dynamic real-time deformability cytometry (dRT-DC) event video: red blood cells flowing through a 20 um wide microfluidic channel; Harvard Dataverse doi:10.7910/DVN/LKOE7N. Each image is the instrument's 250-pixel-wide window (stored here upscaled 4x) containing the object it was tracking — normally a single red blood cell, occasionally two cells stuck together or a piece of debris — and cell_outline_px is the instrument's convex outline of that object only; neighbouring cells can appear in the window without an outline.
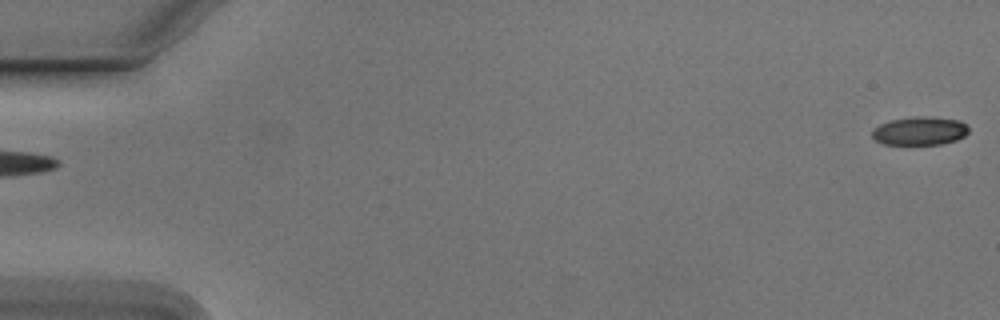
{"species": "Egyptian fruit bat (a non-hibernating species)", "species_latin": "Rousettus aegyptiacus", "temperature_condition": "cold", "stored_images_in_passage": 55, "camera_frame_rate_fps": 3000, "um_per_image_px": 0.085, "animal": {"sex": "male"}, "frame": {"image": 1, "passage_image": 1, "time_ms": 0.0, "image_size_px": [1000, 320], "cell_outline_px": [[968, 132], [964, 136], [956, 140], [940, 144], [884, 144], [876, 140], [872, 136], [872, 128], [880, 124], [892, 120], [916, 116], [924, 116], [960, 120], [968, 124]], "centroid_in_image_um": [78.19, 11.12], "position_along_channel_um": 6.8, "area_um2": 15.95}}
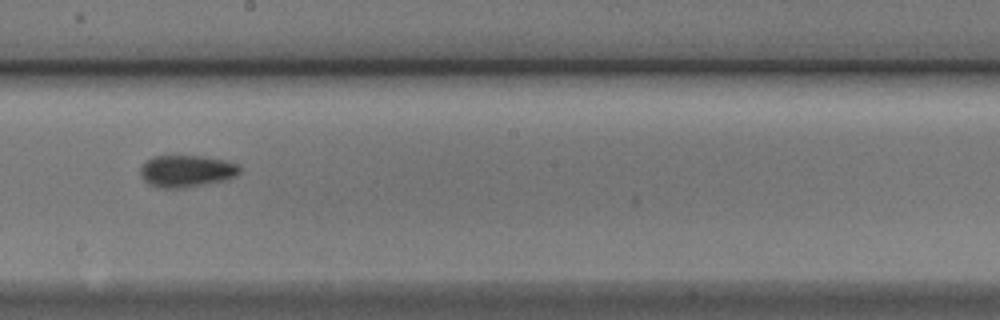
{"frame": {"image": 2, "passage_image": 31, "time_ms": 10.0, "image_size_px": [1000, 320], "cell_outline_px": [[240, 172], [236, 176], [228, 180], [184, 188], [160, 188], [148, 184], [140, 176], [140, 164], [144, 160], [152, 156], [204, 156], [224, 160], [236, 164], [240, 168]], "centroid_in_image_um": [15.81, 14.54], "position_along_channel_um": 232.4, "area_um2": 18.84}}
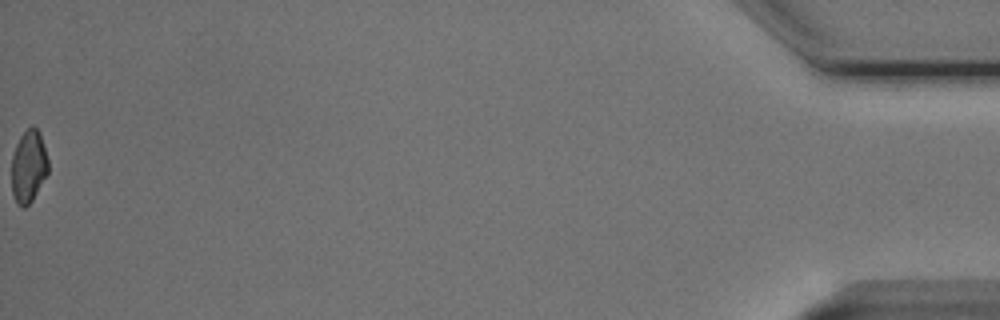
{"frame": {"image": 3, "passage_image": 55, "time_ms": 18.0, "image_size_px": [1000, 320], "cell_outline_px": [[48, 172], [32, 200], [24, 208], [20, 208], [12, 192], [12, 156], [16, 144], [20, 136], [32, 124], [40, 132], [48, 160]], "centroid_in_image_um": [2.43, 14.12], "position_along_channel_um": 432.8, "area_um2": 15.37}, "authors_computed_cell_mechanics": {"area_um2": 17.1088, "velocity_mm_per_s": 3.789, "shape_relaxation_time_tau1_ms": 7.8777, "shape_relaxation_time_tau2_ms": 5.478, "deformation_change_tau1": 0.1345, "deformation_change_tau2": 0.1061}}